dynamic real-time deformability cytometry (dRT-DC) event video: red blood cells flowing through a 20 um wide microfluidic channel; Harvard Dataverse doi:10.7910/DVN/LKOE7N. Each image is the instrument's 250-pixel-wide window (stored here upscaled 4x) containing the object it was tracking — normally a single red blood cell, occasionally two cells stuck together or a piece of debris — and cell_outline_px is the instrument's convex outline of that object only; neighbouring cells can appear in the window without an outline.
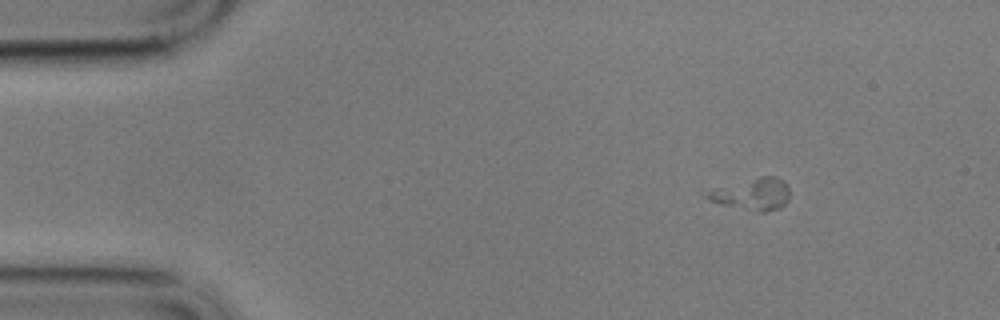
{"species": "common noctule bat (a hibernating species)", "species_latin": "Nyctalus noctula", "temperature_condition": "cold", "stored_images_in_passage": 52, "camera_frame_rate_fps": 3000, "um_per_image_px": 0.085, "animal": {"sex": "male", "body_mass_g": 17.9}, "frame": {"image": 1, "passage_image": 1, "time_ms": 0.0, "image_size_px": [1000, 320], "cell_outline_px": [[788, 200], [780, 208], [764, 212], [760, 212], [720, 204], [704, 196], [708, 192], [716, 188], [764, 176], [772, 176], [784, 180], [788, 184]], "centroid_in_image_um": [64.0, 16.51], "position_along_channel_um": 21.0, "area_um2": 14.85}}
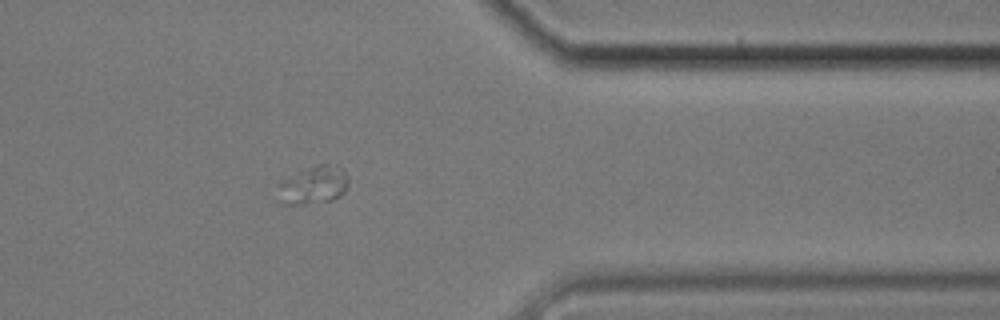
{"frame": {"image": 2, "passage_image": 41, "time_ms": 13.333, "image_size_px": [1000, 320], "cell_outline_px": [[348, 184], [344, 192], [340, 196], [332, 200], [300, 204], [284, 204], [276, 200], [276, 184], [316, 164], [328, 164], [344, 168], [348, 176]], "centroid_in_image_um": [26.62, 15.75], "position_along_channel_um": 384.8, "area_um2": 15.78}}
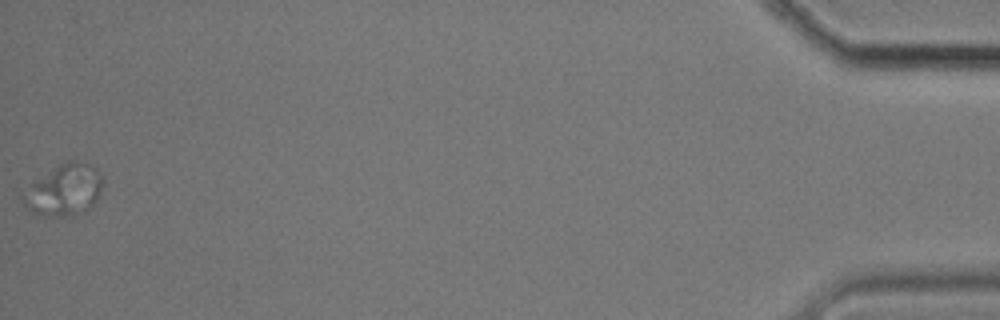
{"frame": {"image": 3, "passage_image": 52, "time_ms": 17.0, "image_size_px": [1000, 320], "cell_outline_px": [[104, 184], [96, 200], [92, 204], [72, 216], [40, 216], [32, 212], [24, 204], [20, 196], [36, 180], [60, 164], [68, 160], [72, 160], [88, 164], [104, 176]], "centroid_in_image_um": [5.46, 16.16], "position_along_channel_um": 429.7, "area_um2": 23.47}}